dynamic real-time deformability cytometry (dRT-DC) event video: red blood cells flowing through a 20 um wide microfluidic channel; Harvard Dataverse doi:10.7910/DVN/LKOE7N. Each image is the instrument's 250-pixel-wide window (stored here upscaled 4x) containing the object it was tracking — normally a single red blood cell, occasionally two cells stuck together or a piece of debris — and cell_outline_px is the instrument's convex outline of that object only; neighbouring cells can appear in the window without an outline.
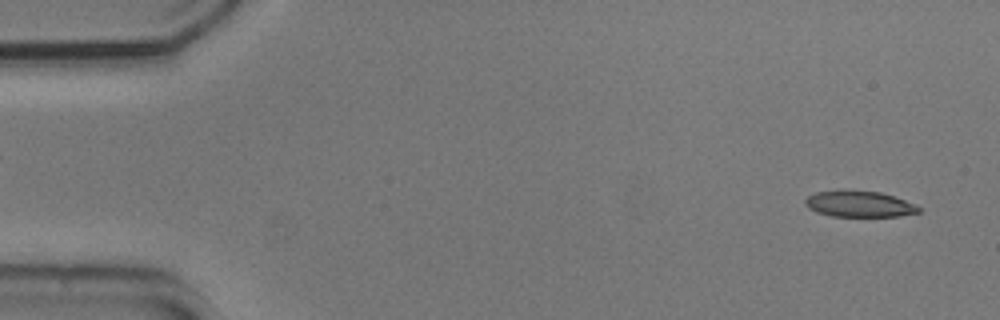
{"species": "common noctule bat (a hibernating species)", "species_latin": "Nyctalus noctula", "temperature_condition": "cold", "stored_images_in_passage": 53, "camera_frame_rate_fps": 3000, "um_per_image_px": 0.085, "animal": {"sex": "male", "body_mass_g": 20.5, "forearm_length_mm": 52.5}, "frame": {"image": 1, "passage_image": 2, "time_ms": 0.333, "image_size_px": [1000, 320], "cell_outline_px": [[920, 212], [900, 216], [832, 216], [816, 212], [808, 208], [804, 204], [804, 200], [808, 196], [816, 192], [880, 192], [916, 204], [920, 208]], "centroid_in_image_um": [73.04, 17.37], "position_along_channel_um": 12.0, "area_um2": 16.7}}
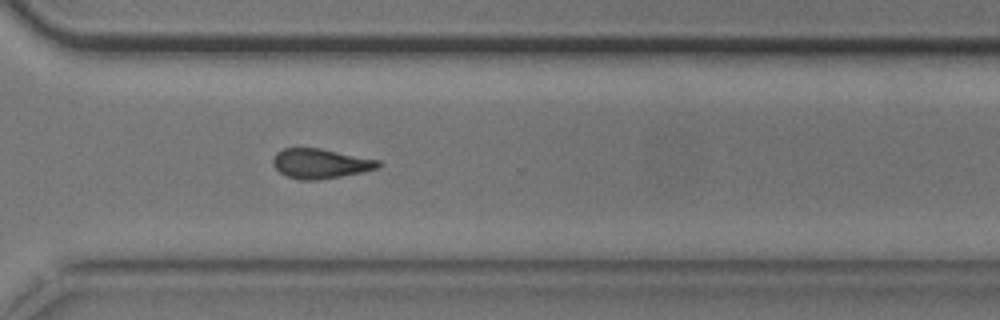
{"frame": {"image": 2, "passage_image": 38, "time_ms": 12.333, "image_size_px": [1000, 320], "cell_outline_px": [[380, 168], [340, 176], [316, 180], [300, 180], [288, 176], [280, 172], [272, 164], [272, 160], [276, 152], [284, 148], [320, 148], [380, 160]], "centroid_in_image_um": [27.22, 13.89], "position_along_channel_um": 343.4, "area_um2": 18.15}}
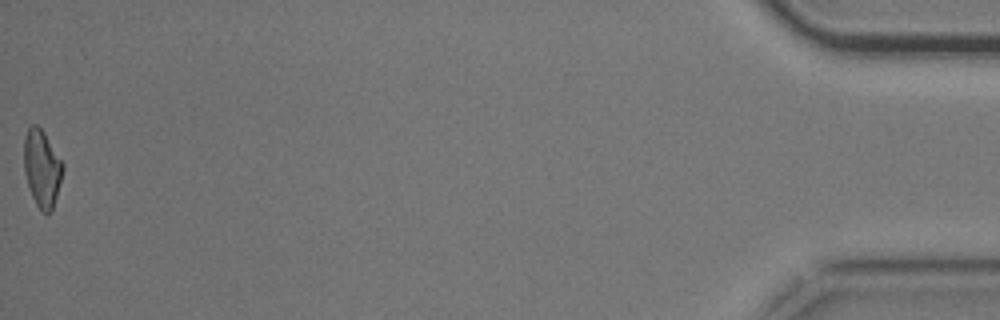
{"frame": {"image": 3, "passage_image": 53, "time_ms": 17.333, "image_size_px": [1000, 320], "cell_outline_px": [[64, 168], [52, 212], [48, 216], [36, 204], [32, 196], [24, 172], [24, 136], [28, 128], [32, 124], [36, 124], [44, 132], [64, 164]], "centroid_in_image_um": [3.57, 14.31], "position_along_channel_um": 431.6, "area_um2": 17.46}, "authors_computed_cell_mechanics": {"area_um2": 18.496, "velocity_mm_per_s": 3.7408, "shape_relaxation_time_tau1_ms": null, "shape_relaxation_time_tau2_ms": 4.5497, "deformation_change_tau1": null, "deformation_change_tau2": 0.1322}}